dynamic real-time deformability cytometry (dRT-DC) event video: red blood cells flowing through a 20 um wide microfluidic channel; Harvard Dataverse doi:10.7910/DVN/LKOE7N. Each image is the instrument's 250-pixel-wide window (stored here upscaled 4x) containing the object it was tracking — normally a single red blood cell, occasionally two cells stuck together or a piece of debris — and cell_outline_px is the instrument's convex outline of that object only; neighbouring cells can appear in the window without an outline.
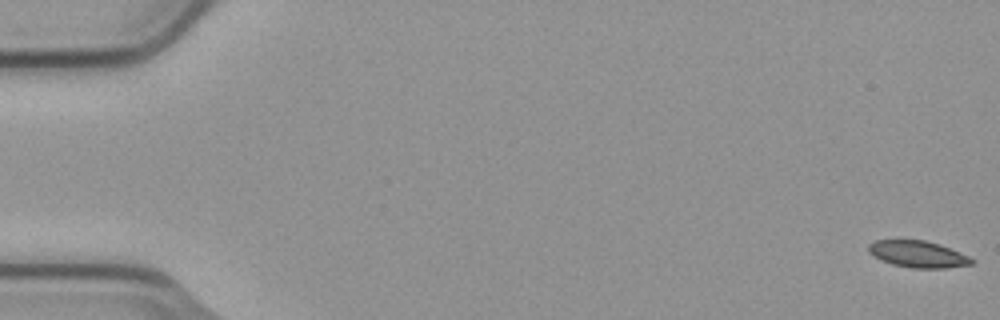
{"species": "common noctule bat (a hibernating species)", "species_latin": "Nyctalus noctula", "temperature_condition": "cold", "stored_images_in_passage": 6, "camera_frame_rate_fps": 3000, "um_per_image_px": 0.085, "animal": {"sex": "male", "body_mass_g": 23.1, "forearm_length_mm": 52.7}, "frame": {"image": 1, "passage_image": 1, "time_ms": 0.0, "image_size_px": [1000, 320], "cell_outline_px": [[976, 260], [972, 264], [944, 268], [912, 268], [892, 264], [868, 252], [868, 244], [876, 240], [924, 240], [940, 244], [968, 256]], "centroid_in_image_um": [78.04, 21.6], "position_along_channel_um": 7.0, "area_um2": 15.84}}